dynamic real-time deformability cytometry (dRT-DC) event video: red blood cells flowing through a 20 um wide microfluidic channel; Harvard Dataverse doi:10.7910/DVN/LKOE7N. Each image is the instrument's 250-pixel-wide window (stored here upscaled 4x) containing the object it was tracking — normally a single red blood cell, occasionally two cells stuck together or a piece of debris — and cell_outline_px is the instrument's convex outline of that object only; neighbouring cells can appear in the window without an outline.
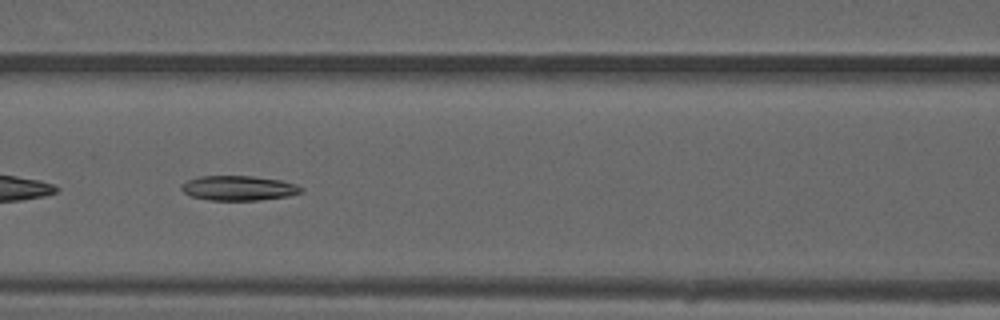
{"species": "common noctule bat (a hibernating species)", "species_latin": "Nyctalus noctula", "temperature_condition": "warm", "stored_images_in_passage": 51, "camera_frame_rate_fps": 3000, "um_per_image_px": 0.085, "animal": {"sex": "male", "forearm_length_mm": 52.5}, "frame": {"image": 1, "passage_image": 22, "time_ms": 7.0, "image_size_px": [1000, 320], "cell_outline_px": [[304, 192], [288, 196], [260, 200], [212, 200], [188, 196], [180, 188], [188, 180], [200, 176], [252, 176], [280, 180], [296, 184], [304, 188]], "centroid_in_image_um": [20.32, 15.99], "position_along_channel_um": 146.3, "area_um2": 17.28}}